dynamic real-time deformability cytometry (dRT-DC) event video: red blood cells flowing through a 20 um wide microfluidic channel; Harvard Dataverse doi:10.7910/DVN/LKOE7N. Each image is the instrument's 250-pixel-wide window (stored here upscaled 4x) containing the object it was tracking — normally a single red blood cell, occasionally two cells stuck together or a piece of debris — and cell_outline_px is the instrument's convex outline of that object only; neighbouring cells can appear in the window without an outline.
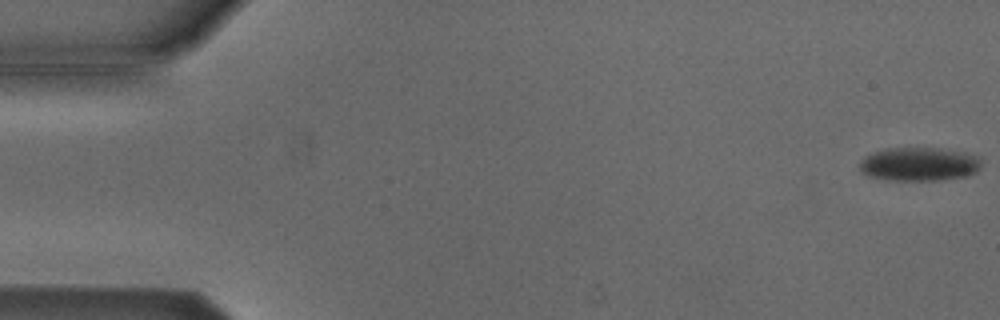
{"species": "Egyptian fruit bat (a non-hibernating species)", "species_latin": "Rousettus aegyptiacus", "temperature_condition": "cold", "stored_images_in_passage": 48, "camera_frame_rate_fps": 3000, "um_per_image_px": 0.085, "animal": {"sex": "male"}, "frame": {"image": 1, "passage_image": 1, "time_ms": 0.0, "image_size_px": [1000, 320], "cell_outline_px": [[980, 168], [976, 172], [968, 176], [940, 180], [888, 180], [868, 176], [860, 168], [860, 160], [864, 156], [888, 148], [936, 148], [964, 152], [976, 156], [980, 160]], "centroid_in_image_um": [78.13, 13.96], "position_along_channel_um": 6.9, "area_um2": 23.76}}
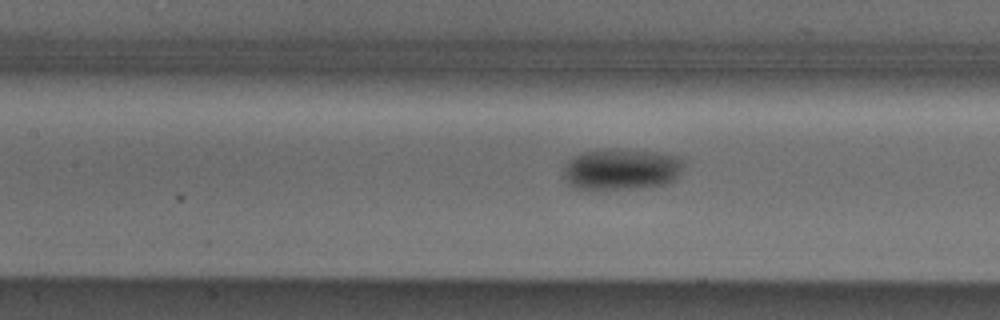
{"frame": {"image": 2, "passage_image": 24, "time_ms": 7.667, "image_size_px": [1000, 320], "cell_outline_px": [[684, 160], [676, 180], [664, 184], [640, 188], [596, 192], [576, 188], [568, 184], [564, 180], [564, 164], [568, 160], [584, 152], [612, 148], [620, 148], [656, 152], [676, 156]], "centroid_in_image_um": [52.77, 14.42], "position_along_channel_um": 154.6, "area_um2": 29.71}}
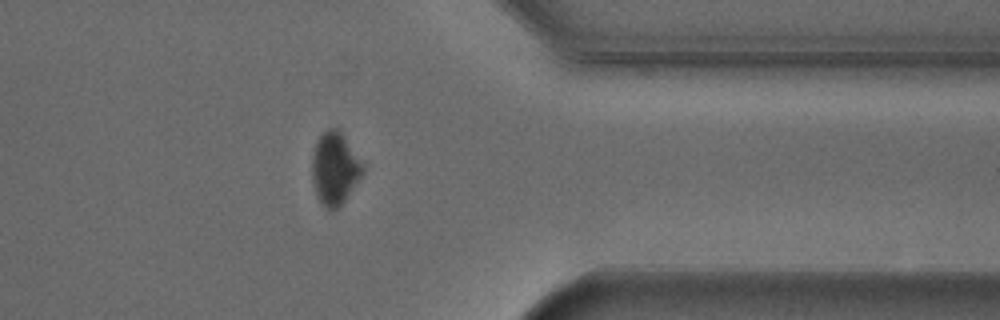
{"frame": {"image": 3, "passage_image": 43, "time_ms": 14.0, "image_size_px": [1000, 320], "cell_outline_px": [[364, 172], [344, 200], [332, 212], [324, 208], [316, 196], [312, 180], [312, 156], [316, 140], [328, 128], [336, 128], [344, 136], [364, 164]], "centroid_in_image_um": [28.44, 14.33], "position_along_channel_um": 383.0, "area_um2": 21.39}, "authors_computed_cell_mechanics": {"area_um2": 25.6054, "velocity_mm_per_s": 3.8082, "shape_relaxation_time_tau1_ms": 1.9606, "shape_relaxation_time_tau2_ms": null, "deformation_change_tau1": 0.0539, "deformation_change_tau2": null}}